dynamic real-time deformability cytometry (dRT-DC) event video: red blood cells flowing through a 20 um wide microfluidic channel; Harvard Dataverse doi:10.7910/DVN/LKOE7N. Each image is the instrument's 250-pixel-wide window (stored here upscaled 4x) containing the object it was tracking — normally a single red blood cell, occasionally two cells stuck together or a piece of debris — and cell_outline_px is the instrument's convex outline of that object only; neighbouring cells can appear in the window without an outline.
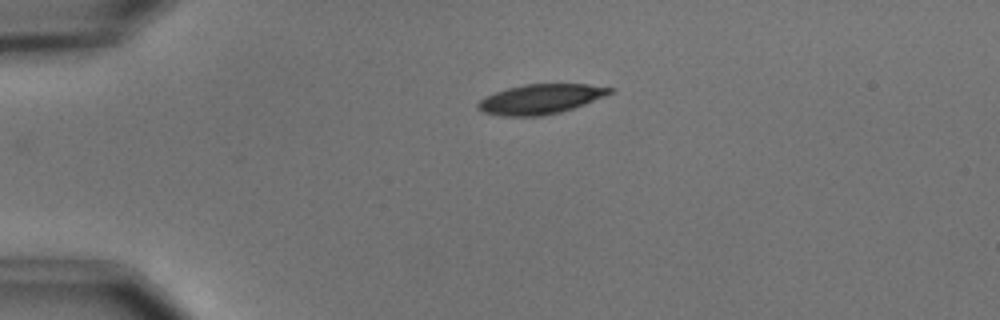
{"species": "common noctule bat (a hibernating species)", "species_latin": "Nyctalus noctula", "temperature_condition": "cold", "stored_images_in_passage": 5, "camera_frame_rate_fps": 3000, "um_per_image_px": 0.085, "animal": {"sex": "male", "body_mass_g": 15.6}, "frame": {"image": 1, "passage_image": 5, "time_ms": 4.667, "image_size_px": [1000, 320], "cell_outline_px": [[616, 88], [612, 92], [604, 96], [584, 104], [560, 112], [540, 116], [500, 116], [484, 112], [476, 108], [476, 104], [484, 96], [508, 88], [524, 84], [588, 84]], "centroid_in_image_um": [45.92, 8.42], "position_along_channel_um": 39.1, "area_um2": 22.83}}